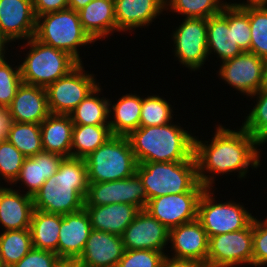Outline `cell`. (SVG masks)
<instances>
[{
	"instance_id": "27",
	"label": "cell",
	"mask_w": 267,
	"mask_h": 267,
	"mask_svg": "<svg viewBox=\"0 0 267 267\" xmlns=\"http://www.w3.org/2000/svg\"><path fill=\"white\" fill-rule=\"evenodd\" d=\"M73 122L70 115L50 114L40 123L43 152L71 157Z\"/></svg>"
},
{
	"instance_id": "37",
	"label": "cell",
	"mask_w": 267,
	"mask_h": 267,
	"mask_svg": "<svg viewBox=\"0 0 267 267\" xmlns=\"http://www.w3.org/2000/svg\"><path fill=\"white\" fill-rule=\"evenodd\" d=\"M250 52L267 61V5L249 6Z\"/></svg>"
},
{
	"instance_id": "33",
	"label": "cell",
	"mask_w": 267,
	"mask_h": 267,
	"mask_svg": "<svg viewBox=\"0 0 267 267\" xmlns=\"http://www.w3.org/2000/svg\"><path fill=\"white\" fill-rule=\"evenodd\" d=\"M6 139L25 157L43 152L40 124L13 122Z\"/></svg>"
},
{
	"instance_id": "22",
	"label": "cell",
	"mask_w": 267,
	"mask_h": 267,
	"mask_svg": "<svg viewBox=\"0 0 267 267\" xmlns=\"http://www.w3.org/2000/svg\"><path fill=\"white\" fill-rule=\"evenodd\" d=\"M8 110L13 122L40 124L50 115L46 88L22 83Z\"/></svg>"
},
{
	"instance_id": "11",
	"label": "cell",
	"mask_w": 267,
	"mask_h": 267,
	"mask_svg": "<svg viewBox=\"0 0 267 267\" xmlns=\"http://www.w3.org/2000/svg\"><path fill=\"white\" fill-rule=\"evenodd\" d=\"M184 19L175 30L171 39L176 60L190 71L201 70L208 58L207 50V19Z\"/></svg>"
},
{
	"instance_id": "49",
	"label": "cell",
	"mask_w": 267,
	"mask_h": 267,
	"mask_svg": "<svg viewBox=\"0 0 267 267\" xmlns=\"http://www.w3.org/2000/svg\"><path fill=\"white\" fill-rule=\"evenodd\" d=\"M54 267H79L78 260L60 259Z\"/></svg>"
},
{
	"instance_id": "10",
	"label": "cell",
	"mask_w": 267,
	"mask_h": 267,
	"mask_svg": "<svg viewBox=\"0 0 267 267\" xmlns=\"http://www.w3.org/2000/svg\"><path fill=\"white\" fill-rule=\"evenodd\" d=\"M253 221L244 229L209 237L206 267L253 266Z\"/></svg>"
},
{
	"instance_id": "46",
	"label": "cell",
	"mask_w": 267,
	"mask_h": 267,
	"mask_svg": "<svg viewBox=\"0 0 267 267\" xmlns=\"http://www.w3.org/2000/svg\"><path fill=\"white\" fill-rule=\"evenodd\" d=\"M161 267H206V265L194 260H179L166 257Z\"/></svg>"
},
{
	"instance_id": "6",
	"label": "cell",
	"mask_w": 267,
	"mask_h": 267,
	"mask_svg": "<svg viewBox=\"0 0 267 267\" xmlns=\"http://www.w3.org/2000/svg\"><path fill=\"white\" fill-rule=\"evenodd\" d=\"M40 42L67 52L83 63L78 47L95 44L83 30L79 14L67 8L37 17L35 36Z\"/></svg>"
},
{
	"instance_id": "14",
	"label": "cell",
	"mask_w": 267,
	"mask_h": 267,
	"mask_svg": "<svg viewBox=\"0 0 267 267\" xmlns=\"http://www.w3.org/2000/svg\"><path fill=\"white\" fill-rule=\"evenodd\" d=\"M204 191H188L149 199L145 210L167 229L197 219L198 202Z\"/></svg>"
},
{
	"instance_id": "23",
	"label": "cell",
	"mask_w": 267,
	"mask_h": 267,
	"mask_svg": "<svg viewBox=\"0 0 267 267\" xmlns=\"http://www.w3.org/2000/svg\"><path fill=\"white\" fill-rule=\"evenodd\" d=\"M33 198L19 189L0 185V225L2 231L30 229Z\"/></svg>"
},
{
	"instance_id": "48",
	"label": "cell",
	"mask_w": 267,
	"mask_h": 267,
	"mask_svg": "<svg viewBox=\"0 0 267 267\" xmlns=\"http://www.w3.org/2000/svg\"><path fill=\"white\" fill-rule=\"evenodd\" d=\"M92 0H68V8L75 10L78 12L83 9L88 3Z\"/></svg>"
},
{
	"instance_id": "47",
	"label": "cell",
	"mask_w": 267,
	"mask_h": 267,
	"mask_svg": "<svg viewBox=\"0 0 267 267\" xmlns=\"http://www.w3.org/2000/svg\"><path fill=\"white\" fill-rule=\"evenodd\" d=\"M229 4L236 7H245V6H259V5H267V0H245L239 3L237 2H228Z\"/></svg>"
},
{
	"instance_id": "42",
	"label": "cell",
	"mask_w": 267,
	"mask_h": 267,
	"mask_svg": "<svg viewBox=\"0 0 267 267\" xmlns=\"http://www.w3.org/2000/svg\"><path fill=\"white\" fill-rule=\"evenodd\" d=\"M253 267L267 266V218L253 219Z\"/></svg>"
},
{
	"instance_id": "29",
	"label": "cell",
	"mask_w": 267,
	"mask_h": 267,
	"mask_svg": "<svg viewBox=\"0 0 267 267\" xmlns=\"http://www.w3.org/2000/svg\"><path fill=\"white\" fill-rule=\"evenodd\" d=\"M60 226L61 214L34 209L30 223L33 248L54 252L58 255Z\"/></svg>"
},
{
	"instance_id": "40",
	"label": "cell",
	"mask_w": 267,
	"mask_h": 267,
	"mask_svg": "<svg viewBox=\"0 0 267 267\" xmlns=\"http://www.w3.org/2000/svg\"><path fill=\"white\" fill-rule=\"evenodd\" d=\"M166 253L149 250H125L117 267H161Z\"/></svg>"
},
{
	"instance_id": "36",
	"label": "cell",
	"mask_w": 267,
	"mask_h": 267,
	"mask_svg": "<svg viewBox=\"0 0 267 267\" xmlns=\"http://www.w3.org/2000/svg\"><path fill=\"white\" fill-rule=\"evenodd\" d=\"M173 106L158 94L142 97L140 127L161 126L173 122Z\"/></svg>"
},
{
	"instance_id": "21",
	"label": "cell",
	"mask_w": 267,
	"mask_h": 267,
	"mask_svg": "<svg viewBox=\"0 0 267 267\" xmlns=\"http://www.w3.org/2000/svg\"><path fill=\"white\" fill-rule=\"evenodd\" d=\"M114 9L117 32L132 33L155 22L165 11V0H114Z\"/></svg>"
},
{
	"instance_id": "26",
	"label": "cell",
	"mask_w": 267,
	"mask_h": 267,
	"mask_svg": "<svg viewBox=\"0 0 267 267\" xmlns=\"http://www.w3.org/2000/svg\"><path fill=\"white\" fill-rule=\"evenodd\" d=\"M78 14L83 30L94 42L117 32L114 0H92Z\"/></svg>"
},
{
	"instance_id": "12",
	"label": "cell",
	"mask_w": 267,
	"mask_h": 267,
	"mask_svg": "<svg viewBox=\"0 0 267 267\" xmlns=\"http://www.w3.org/2000/svg\"><path fill=\"white\" fill-rule=\"evenodd\" d=\"M218 79L247 98L267 84V62L251 52H243L220 63Z\"/></svg>"
},
{
	"instance_id": "9",
	"label": "cell",
	"mask_w": 267,
	"mask_h": 267,
	"mask_svg": "<svg viewBox=\"0 0 267 267\" xmlns=\"http://www.w3.org/2000/svg\"><path fill=\"white\" fill-rule=\"evenodd\" d=\"M80 63L46 88L50 114L69 115L100 82Z\"/></svg>"
},
{
	"instance_id": "16",
	"label": "cell",
	"mask_w": 267,
	"mask_h": 267,
	"mask_svg": "<svg viewBox=\"0 0 267 267\" xmlns=\"http://www.w3.org/2000/svg\"><path fill=\"white\" fill-rule=\"evenodd\" d=\"M121 237L125 250L149 249L169 252L166 246L169 244V229L145 209L140 210Z\"/></svg>"
},
{
	"instance_id": "39",
	"label": "cell",
	"mask_w": 267,
	"mask_h": 267,
	"mask_svg": "<svg viewBox=\"0 0 267 267\" xmlns=\"http://www.w3.org/2000/svg\"><path fill=\"white\" fill-rule=\"evenodd\" d=\"M8 56L0 58V106L8 107L22 84L20 66L8 63Z\"/></svg>"
},
{
	"instance_id": "44",
	"label": "cell",
	"mask_w": 267,
	"mask_h": 267,
	"mask_svg": "<svg viewBox=\"0 0 267 267\" xmlns=\"http://www.w3.org/2000/svg\"><path fill=\"white\" fill-rule=\"evenodd\" d=\"M68 8V0H33L36 18L46 13L57 12Z\"/></svg>"
},
{
	"instance_id": "19",
	"label": "cell",
	"mask_w": 267,
	"mask_h": 267,
	"mask_svg": "<svg viewBox=\"0 0 267 267\" xmlns=\"http://www.w3.org/2000/svg\"><path fill=\"white\" fill-rule=\"evenodd\" d=\"M124 251L121 236L92 229L78 259L79 267H117Z\"/></svg>"
},
{
	"instance_id": "8",
	"label": "cell",
	"mask_w": 267,
	"mask_h": 267,
	"mask_svg": "<svg viewBox=\"0 0 267 267\" xmlns=\"http://www.w3.org/2000/svg\"><path fill=\"white\" fill-rule=\"evenodd\" d=\"M212 188H206L198 202L197 219L201 222L208 237L230 233L246 228L255 216L234 200L217 203V195Z\"/></svg>"
},
{
	"instance_id": "38",
	"label": "cell",
	"mask_w": 267,
	"mask_h": 267,
	"mask_svg": "<svg viewBox=\"0 0 267 267\" xmlns=\"http://www.w3.org/2000/svg\"><path fill=\"white\" fill-rule=\"evenodd\" d=\"M26 157L7 139L0 143V181L12 185L18 178ZM0 185H4L1 184Z\"/></svg>"
},
{
	"instance_id": "4",
	"label": "cell",
	"mask_w": 267,
	"mask_h": 267,
	"mask_svg": "<svg viewBox=\"0 0 267 267\" xmlns=\"http://www.w3.org/2000/svg\"><path fill=\"white\" fill-rule=\"evenodd\" d=\"M136 174L147 192V202L163 195L204 191L199 182L194 155L186 161L137 164Z\"/></svg>"
},
{
	"instance_id": "41",
	"label": "cell",
	"mask_w": 267,
	"mask_h": 267,
	"mask_svg": "<svg viewBox=\"0 0 267 267\" xmlns=\"http://www.w3.org/2000/svg\"><path fill=\"white\" fill-rule=\"evenodd\" d=\"M251 28L249 23V6H233V36L234 42L243 52H250Z\"/></svg>"
},
{
	"instance_id": "30",
	"label": "cell",
	"mask_w": 267,
	"mask_h": 267,
	"mask_svg": "<svg viewBox=\"0 0 267 267\" xmlns=\"http://www.w3.org/2000/svg\"><path fill=\"white\" fill-rule=\"evenodd\" d=\"M101 89L99 84L69 114L74 125H109V99L100 96Z\"/></svg>"
},
{
	"instance_id": "50",
	"label": "cell",
	"mask_w": 267,
	"mask_h": 267,
	"mask_svg": "<svg viewBox=\"0 0 267 267\" xmlns=\"http://www.w3.org/2000/svg\"><path fill=\"white\" fill-rule=\"evenodd\" d=\"M8 47L6 43L0 38V58L4 55H6Z\"/></svg>"
},
{
	"instance_id": "35",
	"label": "cell",
	"mask_w": 267,
	"mask_h": 267,
	"mask_svg": "<svg viewBox=\"0 0 267 267\" xmlns=\"http://www.w3.org/2000/svg\"><path fill=\"white\" fill-rule=\"evenodd\" d=\"M227 4L226 0H165V11L185 18L207 19L221 13Z\"/></svg>"
},
{
	"instance_id": "34",
	"label": "cell",
	"mask_w": 267,
	"mask_h": 267,
	"mask_svg": "<svg viewBox=\"0 0 267 267\" xmlns=\"http://www.w3.org/2000/svg\"><path fill=\"white\" fill-rule=\"evenodd\" d=\"M249 98H256L255 106L244 116L241 126L263 147L267 143V84Z\"/></svg>"
},
{
	"instance_id": "20",
	"label": "cell",
	"mask_w": 267,
	"mask_h": 267,
	"mask_svg": "<svg viewBox=\"0 0 267 267\" xmlns=\"http://www.w3.org/2000/svg\"><path fill=\"white\" fill-rule=\"evenodd\" d=\"M91 231L90 218L84 208L61 215L58 241L60 259L78 260L84 251Z\"/></svg>"
},
{
	"instance_id": "7",
	"label": "cell",
	"mask_w": 267,
	"mask_h": 267,
	"mask_svg": "<svg viewBox=\"0 0 267 267\" xmlns=\"http://www.w3.org/2000/svg\"><path fill=\"white\" fill-rule=\"evenodd\" d=\"M89 183L126 179L136 173L137 161L127 136L113 135L85 158Z\"/></svg>"
},
{
	"instance_id": "17",
	"label": "cell",
	"mask_w": 267,
	"mask_h": 267,
	"mask_svg": "<svg viewBox=\"0 0 267 267\" xmlns=\"http://www.w3.org/2000/svg\"><path fill=\"white\" fill-rule=\"evenodd\" d=\"M169 243L173 255L166 257L179 260H194L206 265L209 237L201 222L196 219L169 230Z\"/></svg>"
},
{
	"instance_id": "28",
	"label": "cell",
	"mask_w": 267,
	"mask_h": 267,
	"mask_svg": "<svg viewBox=\"0 0 267 267\" xmlns=\"http://www.w3.org/2000/svg\"><path fill=\"white\" fill-rule=\"evenodd\" d=\"M111 102L109 99V127L112 135L128 136L140 127L142 96L127 93L116 103Z\"/></svg>"
},
{
	"instance_id": "18",
	"label": "cell",
	"mask_w": 267,
	"mask_h": 267,
	"mask_svg": "<svg viewBox=\"0 0 267 267\" xmlns=\"http://www.w3.org/2000/svg\"><path fill=\"white\" fill-rule=\"evenodd\" d=\"M208 56L214 54L220 63L243 53L234 42L233 5L227 4L221 13L207 18Z\"/></svg>"
},
{
	"instance_id": "24",
	"label": "cell",
	"mask_w": 267,
	"mask_h": 267,
	"mask_svg": "<svg viewBox=\"0 0 267 267\" xmlns=\"http://www.w3.org/2000/svg\"><path fill=\"white\" fill-rule=\"evenodd\" d=\"M92 229L122 236L124 230L136 218L140 209L131 204L113 203L102 206H84Z\"/></svg>"
},
{
	"instance_id": "43",
	"label": "cell",
	"mask_w": 267,
	"mask_h": 267,
	"mask_svg": "<svg viewBox=\"0 0 267 267\" xmlns=\"http://www.w3.org/2000/svg\"><path fill=\"white\" fill-rule=\"evenodd\" d=\"M59 260L60 257L54 252L32 248L12 267H54Z\"/></svg>"
},
{
	"instance_id": "5",
	"label": "cell",
	"mask_w": 267,
	"mask_h": 267,
	"mask_svg": "<svg viewBox=\"0 0 267 267\" xmlns=\"http://www.w3.org/2000/svg\"><path fill=\"white\" fill-rule=\"evenodd\" d=\"M23 43L18 47L29 51L23 62H19L22 83L47 88L80 64L67 52L46 45L35 37Z\"/></svg>"
},
{
	"instance_id": "3",
	"label": "cell",
	"mask_w": 267,
	"mask_h": 267,
	"mask_svg": "<svg viewBox=\"0 0 267 267\" xmlns=\"http://www.w3.org/2000/svg\"><path fill=\"white\" fill-rule=\"evenodd\" d=\"M181 126L175 121L133 130L127 137L137 163L189 160L194 153V134Z\"/></svg>"
},
{
	"instance_id": "32",
	"label": "cell",
	"mask_w": 267,
	"mask_h": 267,
	"mask_svg": "<svg viewBox=\"0 0 267 267\" xmlns=\"http://www.w3.org/2000/svg\"><path fill=\"white\" fill-rule=\"evenodd\" d=\"M30 229L8 230L0 233V262L2 267H12L31 249Z\"/></svg>"
},
{
	"instance_id": "25",
	"label": "cell",
	"mask_w": 267,
	"mask_h": 267,
	"mask_svg": "<svg viewBox=\"0 0 267 267\" xmlns=\"http://www.w3.org/2000/svg\"><path fill=\"white\" fill-rule=\"evenodd\" d=\"M63 159L64 157L61 155L47 152L26 157L18 178L11 186H16L20 182V185L23 186V191L20 189L19 191L33 197L43 183L57 172Z\"/></svg>"
},
{
	"instance_id": "2",
	"label": "cell",
	"mask_w": 267,
	"mask_h": 267,
	"mask_svg": "<svg viewBox=\"0 0 267 267\" xmlns=\"http://www.w3.org/2000/svg\"><path fill=\"white\" fill-rule=\"evenodd\" d=\"M88 186L85 159L64 158L32 197L34 209L61 215L79 211L84 208Z\"/></svg>"
},
{
	"instance_id": "1",
	"label": "cell",
	"mask_w": 267,
	"mask_h": 267,
	"mask_svg": "<svg viewBox=\"0 0 267 267\" xmlns=\"http://www.w3.org/2000/svg\"><path fill=\"white\" fill-rule=\"evenodd\" d=\"M217 126V127H216ZM212 140L194 136V157L199 182L214 189L216 176L238 172L237 179L246 178L249 168L260 167L262 146L242 126L237 130L215 124ZM211 141V142H210ZM220 174V175H219Z\"/></svg>"
},
{
	"instance_id": "45",
	"label": "cell",
	"mask_w": 267,
	"mask_h": 267,
	"mask_svg": "<svg viewBox=\"0 0 267 267\" xmlns=\"http://www.w3.org/2000/svg\"><path fill=\"white\" fill-rule=\"evenodd\" d=\"M13 124L12 115L6 106H0V143L6 139Z\"/></svg>"
},
{
	"instance_id": "31",
	"label": "cell",
	"mask_w": 267,
	"mask_h": 267,
	"mask_svg": "<svg viewBox=\"0 0 267 267\" xmlns=\"http://www.w3.org/2000/svg\"><path fill=\"white\" fill-rule=\"evenodd\" d=\"M111 136L109 125H74L71 157L85 159Z\"/></svg>"
},
{
	"instance_id": "15",
	"label": "cell",
	"mask_w": 267,
	"mask_h": 267,
	"mask_svg": "<svg viewBox=\"0 0 267 267\" xmlns=\"http://www.w3.org/2000/svg\"><path fill=\"white\" fill-rule=\"evenodd\" d=\"M36 21L33 0H0V38L7 46L34 37Z\"/></svg>"
},
{
	"instance_id": "13",
	"label": "cell",
	"mask_w": 267,
	"mask_h": 267,
	"mask_svg": "<svg viewBox=\"0 0 267 267\" xmlns=\"http://www.w3.org/2000/svg\"><path fill=\"white\" fill-rule=\"evenodd\" d=\"M125 203L144 210L147 205V192L141 179L133 176L110 182L89 183L84 206H102Z\"/></svg>"
}]
</instances>
